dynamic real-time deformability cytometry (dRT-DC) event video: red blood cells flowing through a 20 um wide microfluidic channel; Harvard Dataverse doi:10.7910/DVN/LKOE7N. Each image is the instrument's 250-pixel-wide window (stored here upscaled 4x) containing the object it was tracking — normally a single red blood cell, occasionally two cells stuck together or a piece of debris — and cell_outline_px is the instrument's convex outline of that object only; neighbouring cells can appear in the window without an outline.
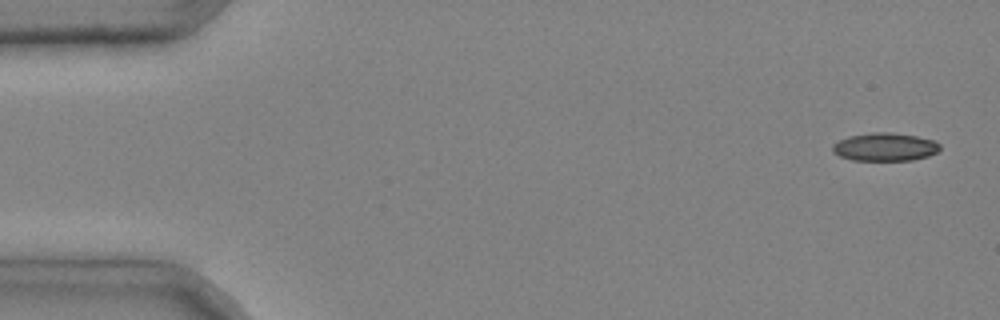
{"species": "common noctule bat (a hibernating species)", "species_latin": "Nyctalus noctula", "temperature_condition": "cold", "stored_images_in_passage": 5, "camera_frame_rate_fps": 3000, "um_per_image_px": 0.085, "animal": {"sex": "male", "body_mass_g": 20.4}, "frame": {"image": 1, "passage_image": 1, "time_ms": 0.0, "image_size_px": [1000, 320], "cell_outline_px": [[940, 148], [936, 152], [928, 156], [912, 160], [852, 160], [840, 156], [832, 152], [832, 144], [848, 136], [872, 132], [892, 132], [916, 136], [936, 140], [940, 144]], "centroid_in_image_um": [75.22, 12.48], "position_along_channel_um": 9.8, "area_um2": 17.69}}